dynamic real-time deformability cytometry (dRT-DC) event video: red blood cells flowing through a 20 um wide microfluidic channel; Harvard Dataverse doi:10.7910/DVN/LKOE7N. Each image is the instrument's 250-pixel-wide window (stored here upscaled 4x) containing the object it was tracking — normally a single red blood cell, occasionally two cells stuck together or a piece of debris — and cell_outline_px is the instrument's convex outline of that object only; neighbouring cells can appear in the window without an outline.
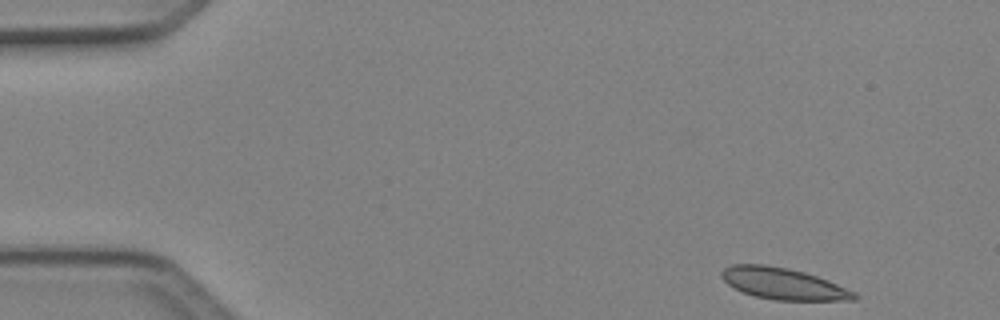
{"species": "Egyptian fruit bat (a non-hibernating species)", "species_latin": "Rousettus aegyptiacus", "temperature_condition": "cold", "stored_images_in_passage": 3, "camera_frame_rate_fps": 3000, "um_per_image_px": 0.085, "animal": {"sex": "female"}, "frame": {"image": 1, "passage_image": 1, "time_ms": 0.0, "image_size_px": [1000, 320], "cell_outline_px": [[860, 296], [856, 300], [776, 300], [756, 296], [744, 292], [728, 284], [720, 276], [720, 272], [724, 268], [732, 264], [764, 264], [788, 268], [804, 272], [828, 280], [856, 292]], "centroid_in_image_um": [66.6, 24.11], "position_along_channel_um": 18.4, "area_um2": 24.28}}
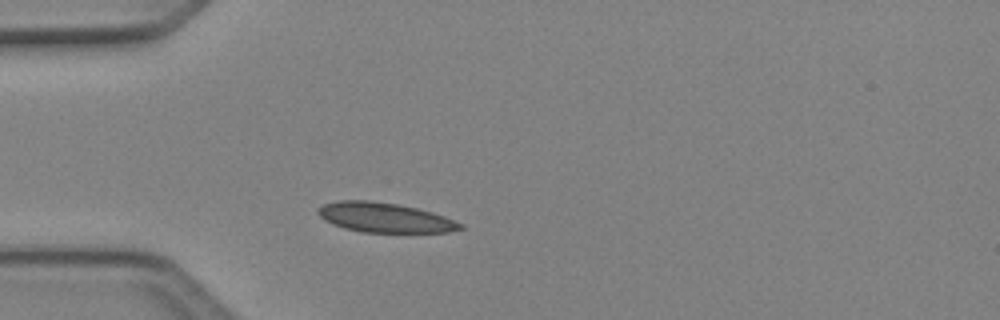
{"frame": {"image": 2, "passage_image": 3, "time_ms": 0.667, "image_size_px": [1000, 320], "cell_outline_px": [[464, 228], [448, 232], [364, 232], [344, 228], [332, 224], [324, 220], [316, 212], [316, 208], [324, 204], [340, 200], [368, 200], [396, 204], [416, 208], [432, 212], [444, 216], [464, 224]], "centroid_in_image_um": [32.68, 18.49], "position_along_channel_um": 52.3, "area_um2": 24.57}}